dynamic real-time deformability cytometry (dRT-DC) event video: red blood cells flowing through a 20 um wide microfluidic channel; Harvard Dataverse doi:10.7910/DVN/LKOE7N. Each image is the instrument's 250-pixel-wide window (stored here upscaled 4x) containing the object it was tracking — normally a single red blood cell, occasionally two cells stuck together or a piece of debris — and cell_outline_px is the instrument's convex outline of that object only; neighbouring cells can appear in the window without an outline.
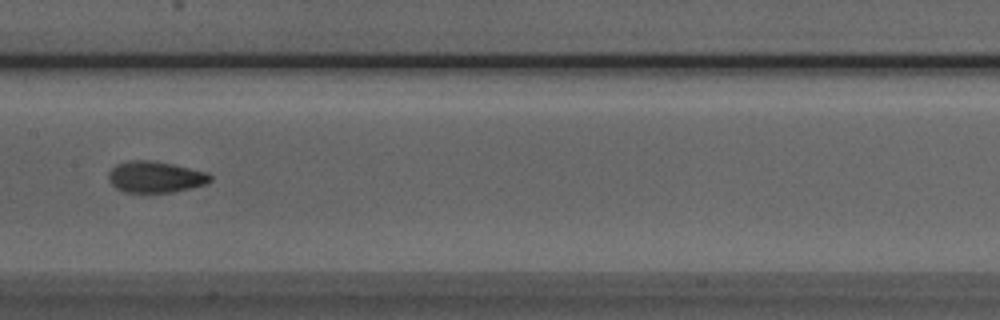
{"species": "Egyptian fruit bat (a non-hibernating species)", "species_latin": "Rousettus aegyptiacus", "temperature_condition": "room temperature", "stored_images_in_passage": 5, "camera_frame_rate_fps": 3000, "um_per_image_px": 0.085, "animal": {"sex": "male"}, "frame": {"image": 1, "passage_image": 5, "time_ms": 4.333, "image_size_px": [1000, 320], "cell_outline_px": [[212, 180], [204, 184], [172, 192], [124, 192], [116, 188], [108, 180], [108, 172], [116, 164], [128, 160], [148, 160], [172, 164], [208, 172], [212, 176]], "centroid_in_image_um": [13.18, 15.03], "position_along_channel_um": 194.2, "area_um2": 18.5}}